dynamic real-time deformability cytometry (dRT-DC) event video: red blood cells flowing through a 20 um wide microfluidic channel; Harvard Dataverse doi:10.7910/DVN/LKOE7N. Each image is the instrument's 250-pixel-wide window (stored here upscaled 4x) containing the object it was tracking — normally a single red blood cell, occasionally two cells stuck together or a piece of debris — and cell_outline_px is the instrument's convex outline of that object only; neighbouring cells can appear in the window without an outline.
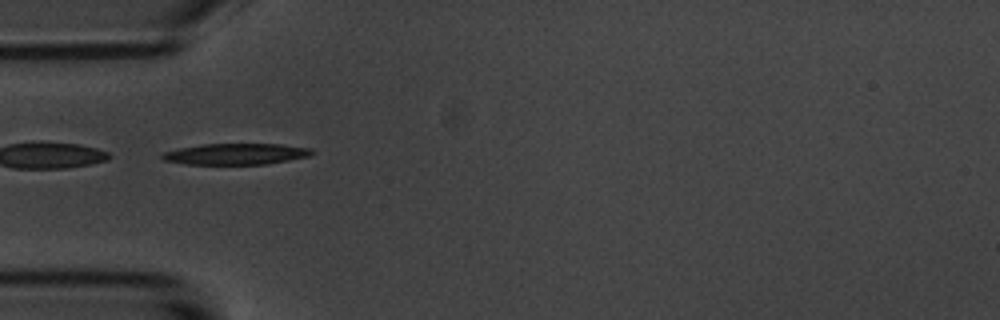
{"species": "common noctule bat (a hibernating species)", "species_latin": "Nyctalus noctula", "temperature_condition": "room temperature", "stored_images_in_passage": 46, "camera_frame_rate_fps": 3000, "um_per_image_px": 0.085, "animal": {"sex": "male", "body_mass_g": 20.1, "forearm_length_mm": 53.5}, "frame": {"image": 1, "passage_image": 7, "time_ms": 2.0, "image_size_px": [1000, 320], "cell_outline_px": [[316, 152], [308, 156], [268, 164], [184, 164], [164, 160], [160, 156], [164, 152], [180, 148], [200, 144], [280, 144], [312, 148]], "centroid_in_image_um": [20.07, 13.08], "position_along_channel_um": 64.9, "area_um2": 18.44}}
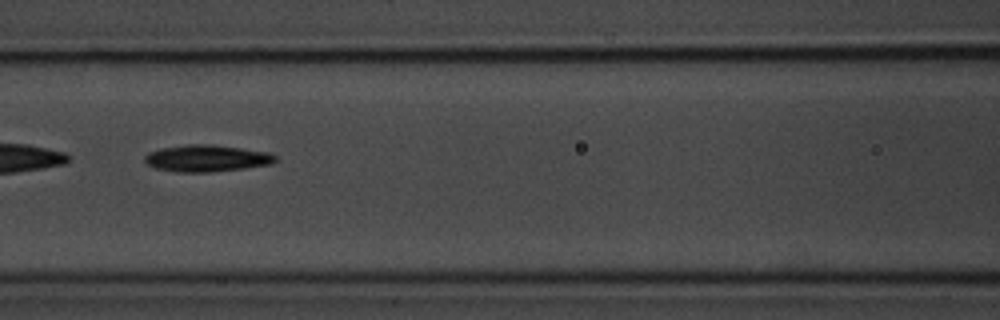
{"frame": {"image": 2, "passage_image": 14, "time_ms": 4.333, "image_size_px": [1000, 320], "cell_outline_px": [[276, 160], [272, 164], [244, 168], [212, 172], [176, 172], [156, 168], [148, 164], [144, 160], [144, 156], [148, 152], [164, 148], [188, 144], [212, 144], [268, 152], [276, 156]], "centroid_in_image_um": [17.57, 13.46], "position_along_channel_um": 149.0, "area_um2": 20.29}}
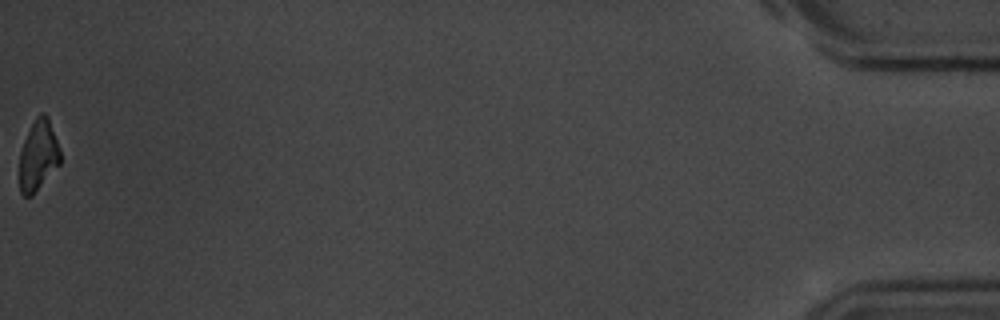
{"frame": {"image": 3, "passage_image": 46, "time_ms": 15.0, "image_size_px": [1000, 320], "cell_outline_px": [[60, 164], [32, 196], [24, 196], [20, 192], [20, 152], [24, 140], [36, 116], [40, 112], [44, 112], [48, 116], [60, 148]], "centroid_in_image_um": [3.26, 13.2], "position_along_channel_um": 431.9, "area_um2": 16.76}, "authors_computed_cell_mechanics": {"area_um2": 19.2763, "velocity_mm_per_s": 3.5939, "shape_relaxation_time_tau1_ms": 2.7127, "shape_relaxation_time_tau2_ms": null, "deformation_change_tau1": 0.1159, "deformation_change_tau2": null}}